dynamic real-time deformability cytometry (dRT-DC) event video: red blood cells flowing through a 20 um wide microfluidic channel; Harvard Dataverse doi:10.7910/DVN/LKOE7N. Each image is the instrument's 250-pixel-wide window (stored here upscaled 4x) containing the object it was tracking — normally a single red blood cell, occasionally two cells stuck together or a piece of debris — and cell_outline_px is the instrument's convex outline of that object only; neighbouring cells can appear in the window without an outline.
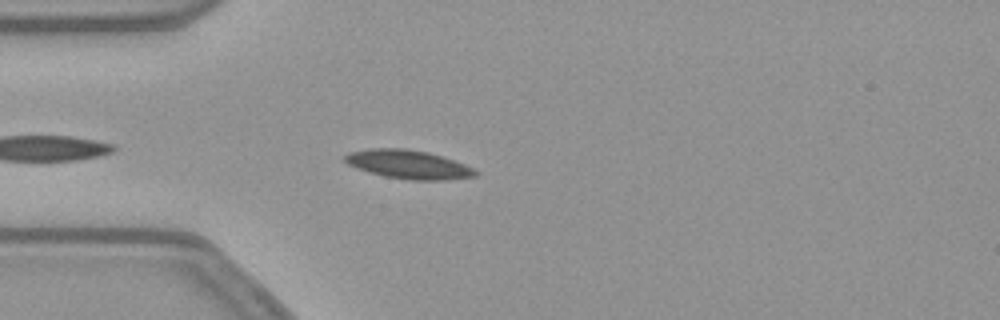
{"species": "common noctule bat (a hibernating species)", "species_latin": "Nyctalus noctula", "temperature_condition": "warm", "stored_images_in_passage": 24, "camera_frame_rate_fps": 3000, "um_per_image_px": 0.085, "animal": {"sex": "female", "body_mass_g": 21.9}, "frame": {"image": 1, "passage_image": 4, "time_ms": 1.0, "image_size_px": [1000, 320], "cell_outline_px": [[480, 172], [476, 176], [444, 180], [408, 180], [384, 176], [368, 172], [356, 168], [348, 164], [344, 160], [344, 156], [352, 152], [372, 148], [404, 148], [428, 152], [444, 156], [464, 164]], "centroid_in_image_um": [34.73, 13.98], "position_along_channel_um": 50.3, "area_um2": 21.85}}
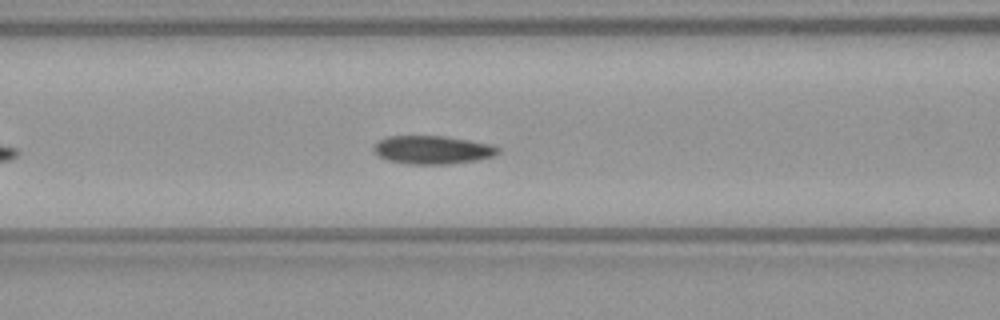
{"frame": {"image": 2, "passage_image": 11, "time_ms": 3.333, "image_size_px": [1000, 320], "cell_outline_px": [[500, 152], [492, 156], [476, 160], [448, 164], [408, 164], [388, 160], [376, 156], [372, 148], [380, 140], [388, 136], [444, 136], [468, 140], [488, 144], [500, 148]], "centroid_in_image_um": [36.72, 12.74], "position_along_channel_um": 129.9, "area_um2": 20.4}}
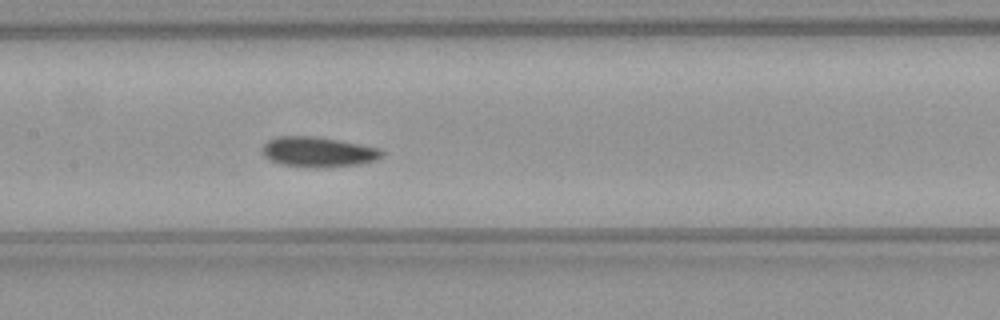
{"frame": {"image": 3, "passage_image": 15, "time_ms": 4.667, "image_size_px": [1000, 320], "cell_outline_px": [[384, 156], [376, 160], [360, 164], [324, 168], [316, 168], [280, 164], [264, 156], [264, 144], [268, 140], [276, 136], [312, 136], [360, 144], [380, 148], [384, 152]], "centroid_in_image_um": [27.08, 12.92], "position_along_channel_um": 180.3, "area_um2": 20.98}}